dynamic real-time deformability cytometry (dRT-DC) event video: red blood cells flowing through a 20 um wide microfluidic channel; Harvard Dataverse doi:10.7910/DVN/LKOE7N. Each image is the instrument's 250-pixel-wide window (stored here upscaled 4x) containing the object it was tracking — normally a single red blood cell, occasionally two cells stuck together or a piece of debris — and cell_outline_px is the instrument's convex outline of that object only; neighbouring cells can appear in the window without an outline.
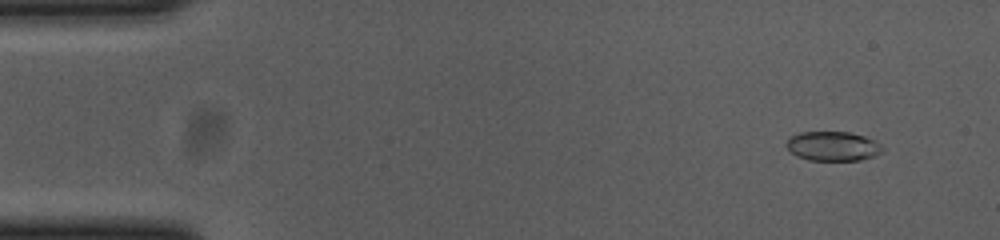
{"species": "common noctule bat (a hibernating species)", "species_latin": "Nyctalus noctula", "temperature_condition": "cold", "stored_images_in_passage": 56, "camera_frame_rate_fps": 3000, "um_per_image_px": 0.085, "animal": {"sex": "female", "body_mass_g": 23.0, "forearm_length_mm": 53.4}, "frame": {"image": 1, "passage_image": 5, "time_ms": 1.333, "image_size_px": [1000, 240], "cell_outline_px": [[884, 148], [880, 152], [872, 156], [860, 160], [808, 160], [796, 156], [784, 144], [788, 136], [800, 132], [848, 132], [864, 136], [876, 140]], "centroid_in_image_um": [70.75, 12.41], "position_along_channel_um": 14.3, "area_um2": 16.53}}
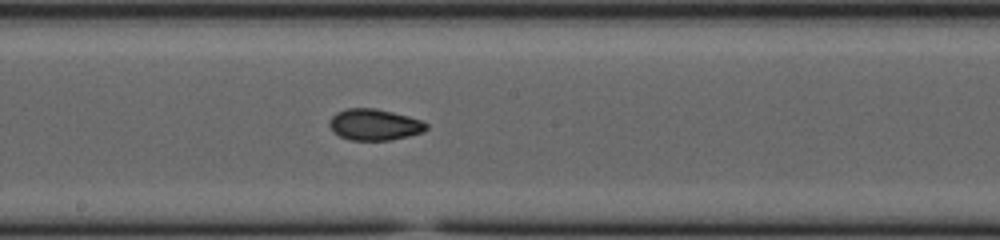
{"frame": {"image": 2, "passage_image": 30, "time_ms": 9.667, "image_size_px": [1000, 240], "cell_outline_px": [[428, 128], [424, 132], [392, 140], [348, 140], [332, 132], [328, 124], [328, 120], [336, 112], [344, 108], [376, 108], [408, 116], [420, 120], [428, 124]], "centroid_in_image_um": [31.79, 10.59], "position_along_channel_um": 216.4, "area_um2": 17.92}}
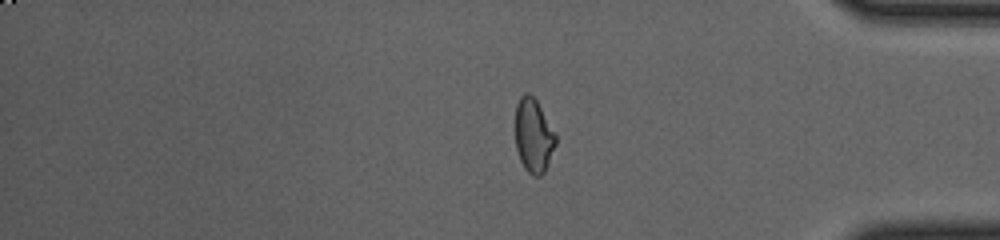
{"frame": {"image": 3, "passage_image": 46, "time_ms": 15.0, "image_size_px": [1000, 240], "cell_outline_px": [[556, 144], [548, 164], [544, 172], [540, 176], [532, 176], [524, 168], [520, 160], [516, 148], [516, 104], [520, 96], [524, 92], [528, 92], [536, 100], [556, 132]], "centroid_in_image_um": [45.36, 11.52], "position_along_channel_um": 389.8, "area_um2": 17.51}, "authors_computed_cell_mechanics": {"area_um2": 17.4845, "velocity_mm_per_s": 3.7064, "shape_relaxation_time_tau1_ms": null, "shape_relaxation_time_tau2_ms": 3.2895, "deformation_change_tau1": null, "deformation_change_tau2": 0.0659}}